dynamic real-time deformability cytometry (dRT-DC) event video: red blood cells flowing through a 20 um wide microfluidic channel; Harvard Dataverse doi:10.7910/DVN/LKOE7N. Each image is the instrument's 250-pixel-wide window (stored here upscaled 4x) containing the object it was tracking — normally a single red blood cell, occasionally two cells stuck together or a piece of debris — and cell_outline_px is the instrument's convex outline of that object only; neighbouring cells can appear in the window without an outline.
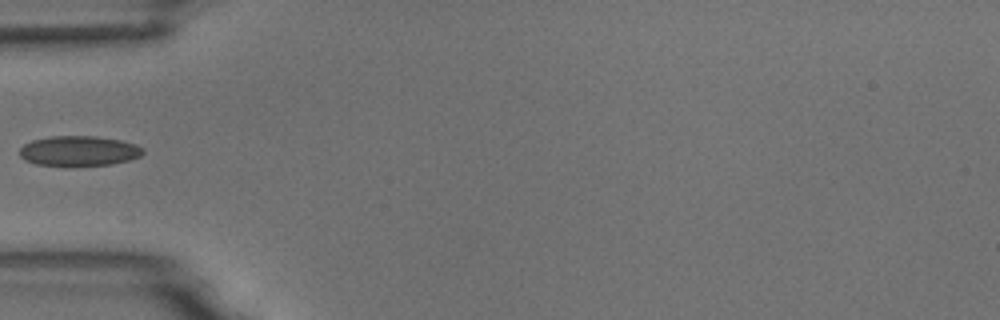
{"species": "common noctule bat (a hibernating species)", "species_latin": "Nyctalus noctula", "temperature_condition": "room temperature", "stored_images_in_passage": 6, "camera_frame_rate_fps": 3000, "um_per_image_px": 0.085, "animal": {"sex": "male", "body_mass_g": 18.8}, "frame": {"image": 1, "passage_image": 5, "time_ms": 5.667, "image_size_px": [1000, 320], "cell_outline_px": [[144, 152], [140, 156], [128, 160], [112, 164], [72, 168], [64, 168], [36, 164], [24, 160], [20, 156], [20, 148], [24, 144], [32, 140], [52, 136], [96, 136], [120, 140], [136, 144], [144, 148]], "centroid_in_image_um": [6.69, 12.87], "position_along_channel_um": 78.3, "area_um2": 22.37}}